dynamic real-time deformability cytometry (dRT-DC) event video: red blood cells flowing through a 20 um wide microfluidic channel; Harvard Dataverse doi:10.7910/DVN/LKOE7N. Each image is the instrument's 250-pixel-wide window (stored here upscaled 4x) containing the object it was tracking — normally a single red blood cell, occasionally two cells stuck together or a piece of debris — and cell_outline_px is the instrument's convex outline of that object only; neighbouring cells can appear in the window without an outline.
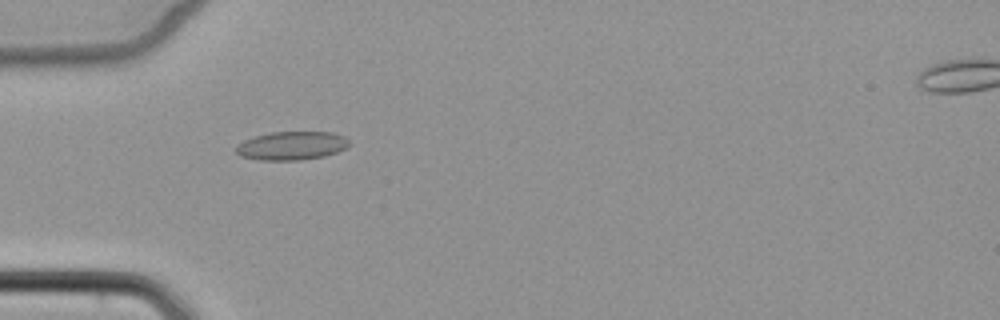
{"species": "common noctule bat (a hibernating species)", "species_latin": "Nyctalus noctula", "temperature_condition": "cold", "stored_images_in_passage": 5, "camera_frame_rate_fps": 3000, "um_per_image_px": 0.085, "animal": {"sex": "female", "body_mass_g": 22.7, "forearm_length_mm": 54.2}, "frame": {"image": 1, "passage_image": 4, "time_ms": 4.667, "image_size_px": [1000, 320], "cell_outline_px": [[348, 148], [324, 156], [300, 160], [260, 160], [240, 156], [236, 152], [236, 144], [244, 140], [256, 136], [272, 132], [332, 132], [344, 136], [348, 140]], "centroid_in_image_um": [24.78, 12.39], "position_along_channel_um": 60.2, "area_um2": 18.79}}
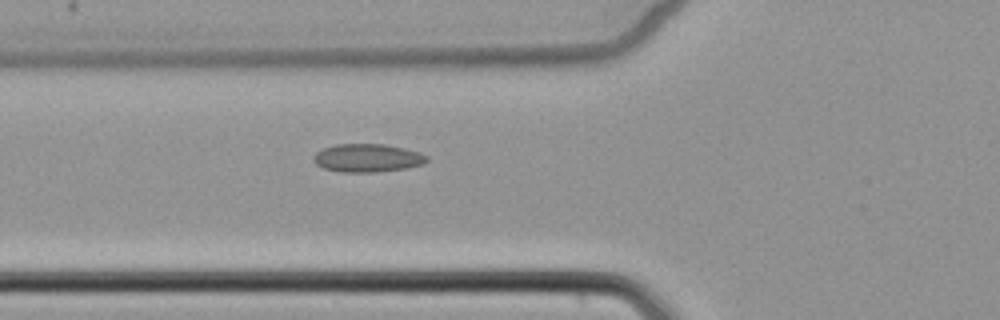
{"frame": {"image": 2, "passage_image": 5, "time_ms": 5.667, "image_size_px": [1000, 320], "cell_outline_px": [[428, 160], [424, 164], [408, 168], [376, 172], [340, 172], [324, 168], [316, 164], [312, 160], [312, 156], [316, 152], [324, 148], [336, 144], [384, 144], [404, 148], [420, 152], [428, 156]], "centroid_in_image_um": [31.24, 13.43], "position_along_channel_um": 94.6, "area_um2": 18.79}}